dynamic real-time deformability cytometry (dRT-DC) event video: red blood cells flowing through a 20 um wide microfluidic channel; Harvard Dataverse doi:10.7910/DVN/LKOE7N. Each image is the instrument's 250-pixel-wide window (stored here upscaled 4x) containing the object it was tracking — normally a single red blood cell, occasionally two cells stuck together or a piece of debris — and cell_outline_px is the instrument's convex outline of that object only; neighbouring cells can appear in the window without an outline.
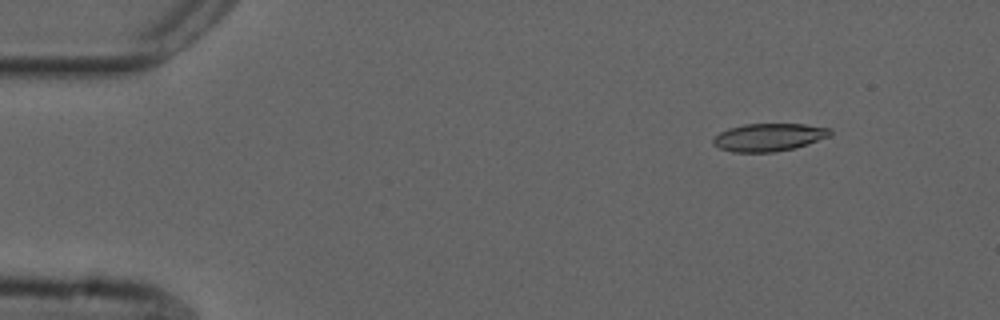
{"species": "common noctule bat (a hibernating species)", "species_latin": "Nyctalus noctula", "temperature_condition": "cold", "stored_images_in_passage": 50, "camera_frame_rate_fps": 3000, "um_per_image_px": 0.085, "animal": {"sex": "male", "forearm_length_mm": 52.5}, "frame": {"image": 1, "passage_image": 2, "time_ms": 0.333, "image_size_px": [1000, 320], "cell_outline_px": [[832, 136], [796, 148], [772, 152], [732, 152], [720, 148], [712, 144], [712, 140], [720, 132], [728, 128], [744, 124], [804, 124], [832, 128]], "centroid_in_image_um": [65.39, 11.66], "position_along_channel_um": 19.6, "area_um2": 19.13}}
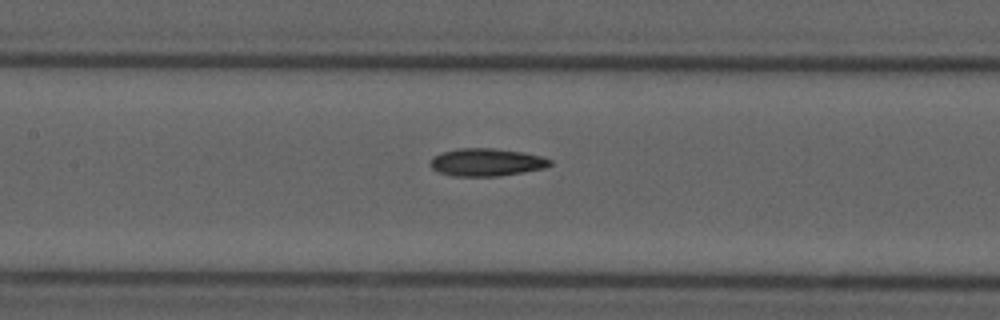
{"frame": {"image": 2, "passage_image": 21, "time_ms": 6.667, "image_size_px": [1000, 320], "cell_outline_px": [[552, 164], [544, 168], [524, 172], [500, 176], [452, 176], [436, 172], [428, 164], [432, 156], [444, 152], [460, 148], [492, 148], [524, 152], [540, 156], [552, 160]], "centroid_in_image_um": [41.32, 13.8], "position_along_channel_um": 166.1, "area_um2": 19.48}}
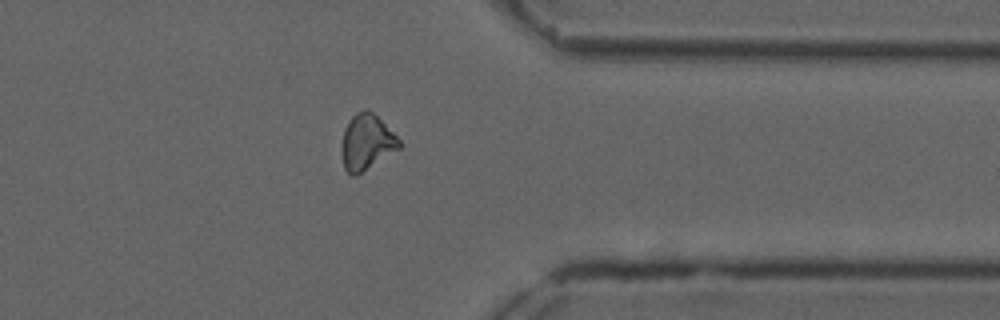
{"frame": {"image": 3, "passage_image": 39, "time_ms": 12.667, "image_size_px": [1000, 320], "cell_outline_px": [[404, 144], [400, 148], [356, 176], [352, 176], [344, 168], [340, 152], [340, 144], [344, 128], [348, 120], [356, 112], [364, 108], [368, 108]], "centroid_in_image_um": [31.12, 12.08], "position_along_channel_um": 380.3, "area_um2": 18.9}, "authors_computed_cell_mechanics": {"area_um2": 18.9295, "velocity_mm_per_s": 3.7207, "shape_relaxation_time_tau1_ms": null, "shape_relaxation_time_tau2_ms": 8.1038, "deformation_change_tau1": null, "deformation_change_tau2": 0.1816}}